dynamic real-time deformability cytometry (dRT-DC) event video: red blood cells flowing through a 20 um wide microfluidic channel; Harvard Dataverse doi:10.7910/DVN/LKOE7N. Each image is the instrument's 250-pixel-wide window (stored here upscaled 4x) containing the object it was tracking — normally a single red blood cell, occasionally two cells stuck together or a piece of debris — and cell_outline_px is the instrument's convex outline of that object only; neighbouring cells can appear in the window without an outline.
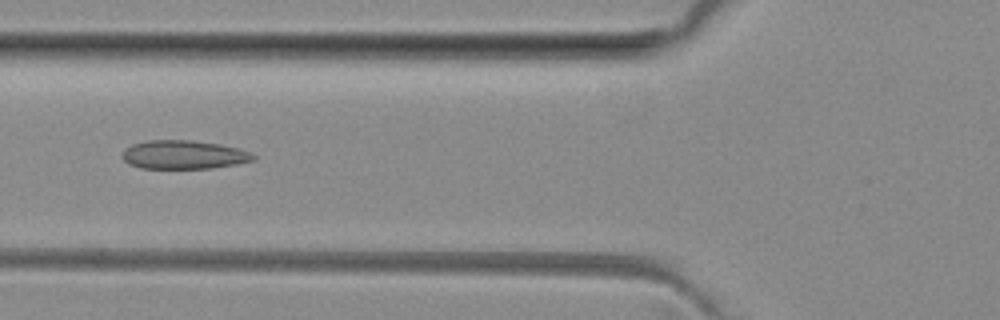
{"species": "common noctule bat (a hibernating species)", "species_latin": "Nyctalus noctula", "temperature_condition": "room temperature", "stored_images_in_passage": 7, "camera_frame_rate_fps": 3000, "um_per_image_px": 0.085, "animal": {"sex": "female", "body_mass_g": 29.2, "forearm_length_mm": 56.3}, "frame": {"image": 1, "passage_image": 7, "time_ms": 8.0, "image_size_px": [1000, 320], "cell_outline_px": [[256, 160], [236, 164], [212, 168], [140, 168], [128, 164], [120, 156], [132, 144], [148, 140], [192, 140], [220, 144], [236, 148], [248, 152], [256, 156]], "centroid_in_image_um": [15.61, 13.15], "position_along_channel_um": 110.2, "area_um2": 21.79}}